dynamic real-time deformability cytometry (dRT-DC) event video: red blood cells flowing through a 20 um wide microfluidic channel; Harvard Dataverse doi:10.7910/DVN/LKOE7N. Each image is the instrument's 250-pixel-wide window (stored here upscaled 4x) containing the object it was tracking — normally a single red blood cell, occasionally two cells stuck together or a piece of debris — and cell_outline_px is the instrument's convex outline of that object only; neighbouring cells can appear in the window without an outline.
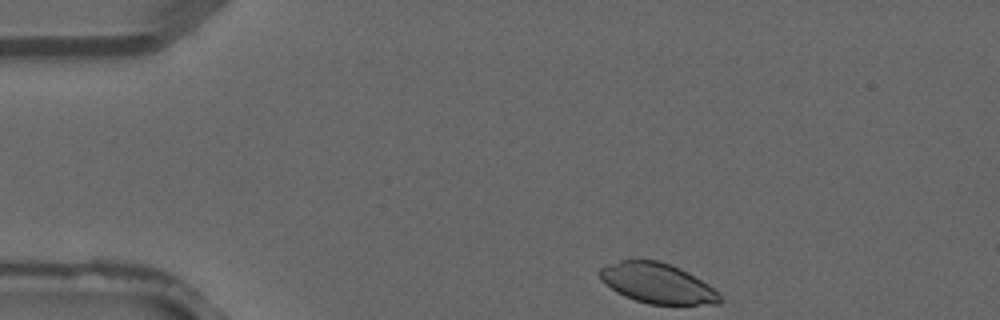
{"species": "common noctule bat (a hibernating species)", "species_latin": "Nyctalus noctula", "temperature_condition": "warm", "stored_images_in_passage": 2, "camera_frame_rate_fps": 3000, "um_per_image_px": 0.085, "animal": {"sex": "male", "forearm_length_mm": 52.5}, "frame": {"image": 1, "passage_image": 1, "time_ms": 0.0, "image_size_px": [1000, 320], "cell_outline_px": [[724, 300], [720, 304], [648, 304], [624, 296], [616, 292], [600, 280], [596, 272], [600, 268], [620, 260], [632, 256], [656, 260], [680, 268], [688, 272], [708, 284], [720, 292]], "centroid_in_image_um": [55.85, 24.05], "position_along_channel_um": 29.2, "area_um2": 28.78}}